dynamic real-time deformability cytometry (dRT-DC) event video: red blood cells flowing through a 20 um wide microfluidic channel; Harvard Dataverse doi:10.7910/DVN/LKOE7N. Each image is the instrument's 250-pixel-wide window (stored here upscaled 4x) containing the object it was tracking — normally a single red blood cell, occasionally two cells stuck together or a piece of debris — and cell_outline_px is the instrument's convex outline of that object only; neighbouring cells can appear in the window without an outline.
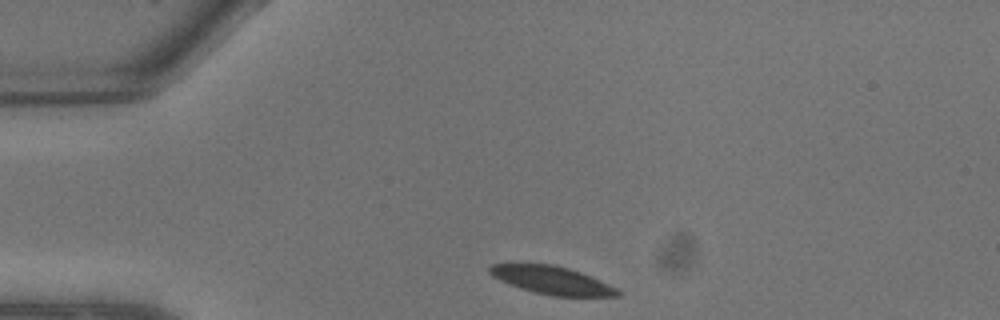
{"species": "common noctule bat (a hibernating species)", "species_latin": "Nyctalus noctula", "temperature_condition": "warm", "stored_images_in_passage": 4, "camera_frame_rate_fps": 3000, "um_per_image_px": 0.085, "animal": {"sex": "male", "body_mass_g": 13.3}, "frame": {"image": 1, "passage_image": 1, "time_ms": 0.0, "image_size_px": [1000, 320], "cell_outline_px": [[624, 292], [620, 296], [552, 296], [520, 288], [500, 280], [492, 276], [488, 272], [488, 268], [492, 264], [556, 264], [592, 276]], "centroid_in_image_um": [46.94, 23.82], "position_along_channel_um": 38.1, "area_um2": 20.81}}
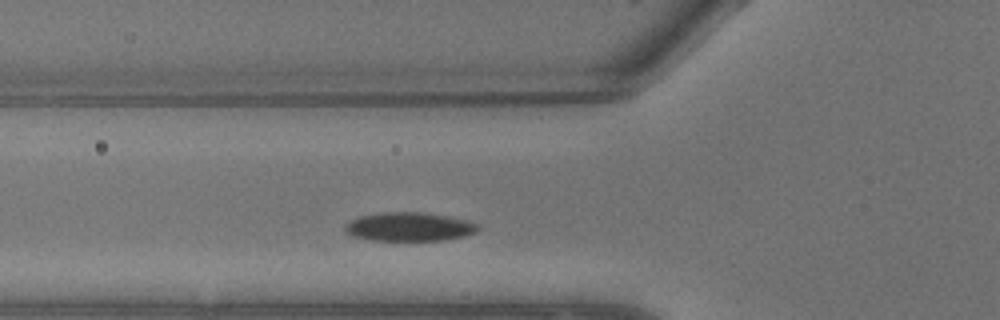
{"frame": {"image": 2, "passage_image": 4, "time_ms": 1.0, "image_size_px": [1000, 320], "cell_outline_px": [[480, 228], [476, 232], [464, 236], [444, 240], [372, 240], [356, 236], [348, 232], [344, 228], [352, 220], [360, 216], [380, 212], [420, 212], [448, 216], [468, 220], [480, 224]], "centroid_in_image_um": [34.87, 19.26], "position_along_channel_um": 90.9, "area_um2": 22.08}}